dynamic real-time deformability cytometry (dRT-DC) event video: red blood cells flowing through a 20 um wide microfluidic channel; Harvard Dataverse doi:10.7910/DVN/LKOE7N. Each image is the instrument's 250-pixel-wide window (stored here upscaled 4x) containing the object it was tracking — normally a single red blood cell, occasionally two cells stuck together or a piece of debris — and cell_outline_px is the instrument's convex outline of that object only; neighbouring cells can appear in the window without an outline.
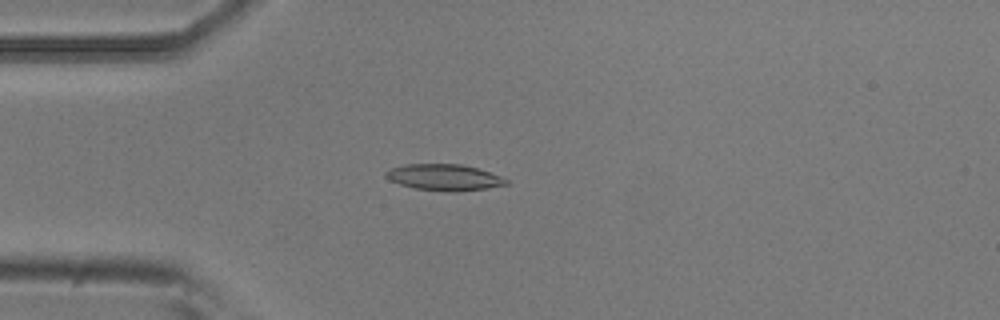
{"species": "common noctule bat (a hibernating species)", "species_latin": "Nyctalus noctula", "temperature_condition": "room temperature", "stored_images_in_passage": 53, "camera_frame_rate_fps": 3000, "um_per_image_px": 0.085, "animal": {"sex": "male", "body_mass_g": 20.5, "forearm_length_mm": 52.5}, "frame": {"image": 1, "passage_image": 14, "time_ms": 4.333, "image_size_px": [1000, 320], "cell_outline_px": [[508, 184], [488, 188], [456, 192], [448, 192], [416, 188], [400, 184], [388, 180], [384, 176], [384, 172], [392, 168], [404, 164], [460, 164], [476, 168], [500, 176], [508, 180]], "centroid_in_image_um": [37.73, 15.08], "position_along_channel_um": 47.3, "area_um2": 18.38}}
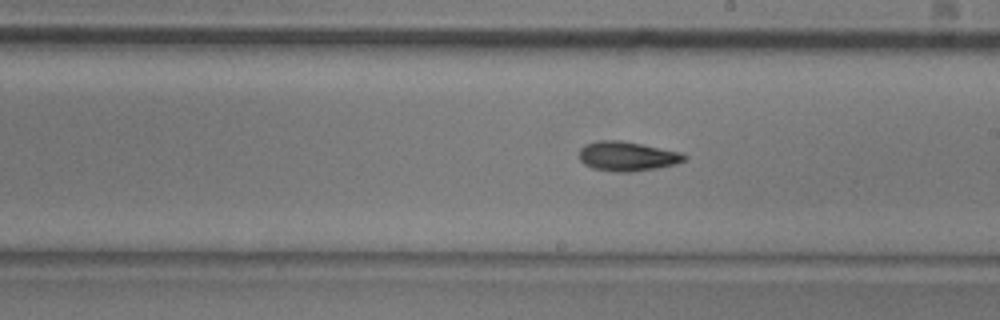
{"frame": {"image": 2, "passage_image": 30, "time_ms": 9.667, "image_size_px": [1000, 320], "cell_outline_px": [[688, 156], [684, 160], [676, 164], [656, 168], [632, 172], [612, 172], [592, 168], [584, 164], [580, 160], [580, 148], [584, 144], [596, 140], [620, 140], [680, 152]], "centroid_in_image_um": [53.27, 13.28], "position_along_channel_um": 235.7, "area_um2": 18.09}}
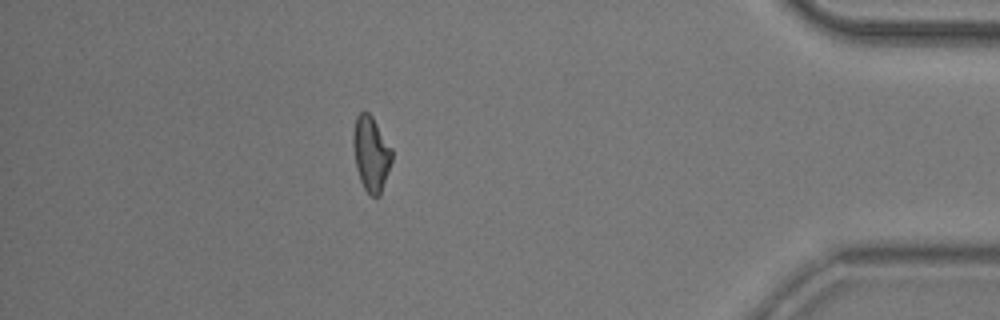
{"frame": {"image": 3, "passage_image": 47, "time_ms": 15.333, "image_size_px": [1000, 320], "cell_outline_px": [[392, 160], [380, 196], [372, 196], [364, 188], [360, 180], [356, 168], [352, 144], [352, 132], [356, 116], [360, 112], [368, 112], [372, 116], [392, 148]], "centroid_in_image_um": [31.52, 13.04], "position_along_channel_um": 403.7, "area_um2": 16.99}, "authors_computed_cell_mechanics": {"area_um2": 17.2822, "velocity_mm_per_s": 3.7637, "shape_relaxation_time_tau1_ms": 6.5727, "shape_relaxation_time_tau2_ms": 9.4095, "deformation_change_tau1": 0.1606, "deformation_change_tau2": 0.1985}}